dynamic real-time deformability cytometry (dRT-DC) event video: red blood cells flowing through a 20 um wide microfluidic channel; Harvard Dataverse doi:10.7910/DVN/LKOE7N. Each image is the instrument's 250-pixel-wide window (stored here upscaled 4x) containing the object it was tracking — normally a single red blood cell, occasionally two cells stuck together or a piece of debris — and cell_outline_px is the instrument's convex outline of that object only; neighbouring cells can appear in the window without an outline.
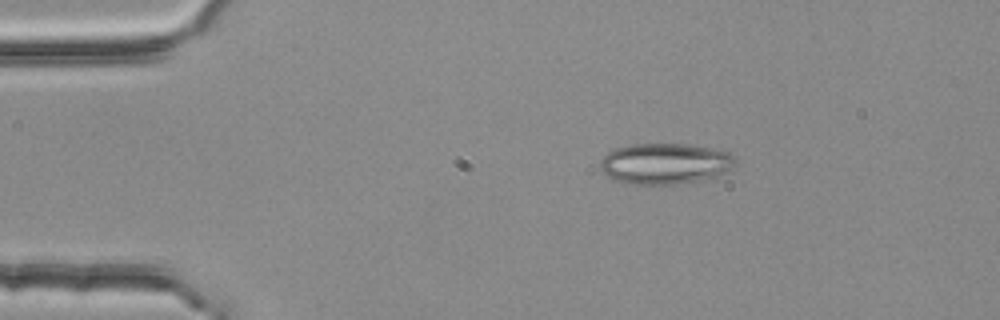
{"species": "common noctule bat (a hibernating species)", "species_latin": "Nyctalus noctula", "temperature_condition": "room temperature", "stored_images_in_passage": 2, "camera_frame_rate_fps": 3000, "um_per_image_px": 0.085, "animal": {"sex": "female", "body_mass_g": 25.1}, "frame": {"image": 1, "passage_image": 1, "time_ms": 0.0, "image_size_px": [1000, 320], "cell_outline_px": [[736, 160], [720, 176], [676, 184], [628, 184], [612, 180], [600, 168], [600, 160], [608, 152], [616, 148], [632, 144], [688, 144], [712, 148], [728, 152]], "centroid_in_image_um": [56.48, 13.91], "position_along_channel_um": 28.5, "area_um2": 32.08}}